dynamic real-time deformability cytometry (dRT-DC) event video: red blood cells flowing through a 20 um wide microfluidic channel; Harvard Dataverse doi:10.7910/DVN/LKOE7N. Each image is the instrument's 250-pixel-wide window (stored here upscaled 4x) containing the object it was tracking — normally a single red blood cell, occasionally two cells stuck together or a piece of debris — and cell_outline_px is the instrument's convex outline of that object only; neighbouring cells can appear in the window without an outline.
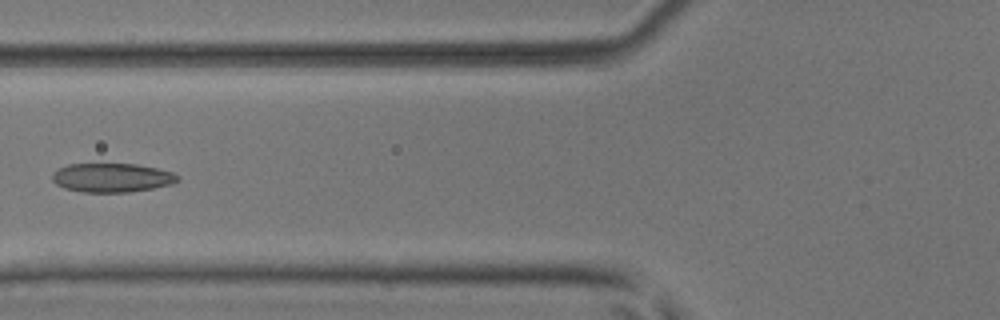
{"species": "common noctule bat (a hibernating species)", "species_latin": "Nyctalus noctula", "temperature_condition": "room temperature", "stored_images_in_passage": 5, "camera_frame_rate_fps": 3000, "um_per_image_px": 0.085, "animal": {"sex": "male", "body_mass_g": 17.9, "forearm_length_mm": 54.2}, "frame": {"image": 1, "passage_image": 5, "time_ms": 1.333, "image_size_px": [1000, 320], "cell_outline_px": [[180, 180], [172, 184], [152, 188], [128, 192], [80, 192], [64, 188], [56, 184], [52, 180], [52, 172], [68, 164], [136, 164], [156, 168], [172, 172], [180, 176]], "centroid_in_image_um": [9.51, 15.1], "position_along_channel_um": 116.3, "area_um2": 21.21}}